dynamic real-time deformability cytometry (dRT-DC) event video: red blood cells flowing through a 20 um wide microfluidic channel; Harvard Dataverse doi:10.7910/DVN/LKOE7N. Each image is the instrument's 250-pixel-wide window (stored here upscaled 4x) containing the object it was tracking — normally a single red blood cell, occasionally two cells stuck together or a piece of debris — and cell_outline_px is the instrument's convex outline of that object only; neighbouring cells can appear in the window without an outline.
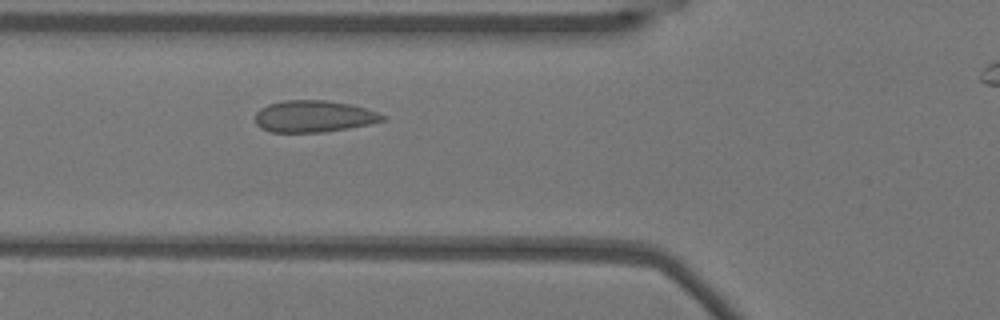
{"species": "Egyptian fruit bat (a non-hibernating species)", "species_latin": "Rousettus aegyptiacus", "temperature_condition": "warm", "stored_images_in_passage": 41, "camera_frame_rate_fps": 3000, "um_per_image_px": 0.085, "animal": {"sex": "female"}, "frame": {"image": 1, "passage_image": 13, "time_ms": 4.0, "image_size_px": [1000, 320], "cell_outline_px": [[384, 120], [368, 124], [348, 128], [324, 132], [268, 132], [260, 128], [256, 124], [256, 112], [260, 108], [268, 104], [284, 100], [324, 100], [348, 104], [364, 108], [376, 112], [384, 116]], "centroid_in_image_um": [26.6, 9.89], "position_along_channel_um": 99.2, "area_um2": 23.35}}
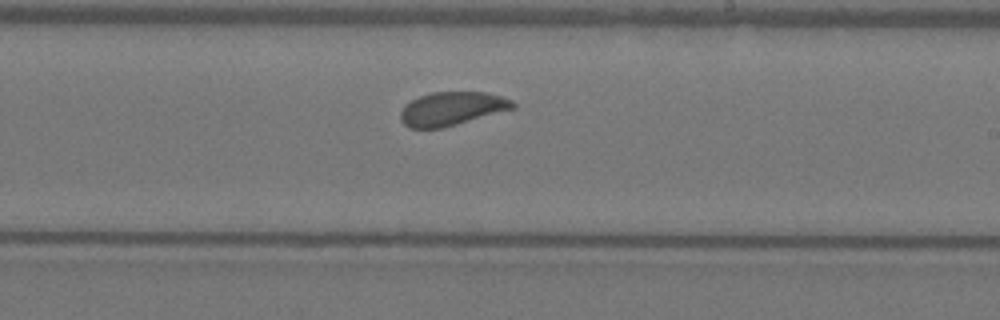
{"frame": {"image": 2, "passage_image": 25, "time_ms": 8.0, "image_size_px": [1000, 320], "cell_outline_px": [[516, 108], [456, 124], [440, 128], [408, 128], [400, 120], [400, 112], [404, 104], [420, 96], [432, 92], [484, 92], [500, 96], [512, 100], [516, 104]], "centroid_in_image_um": [38.39, 9.23], "position_along_channel_um": 250.6, "area_um2": 21.91}}
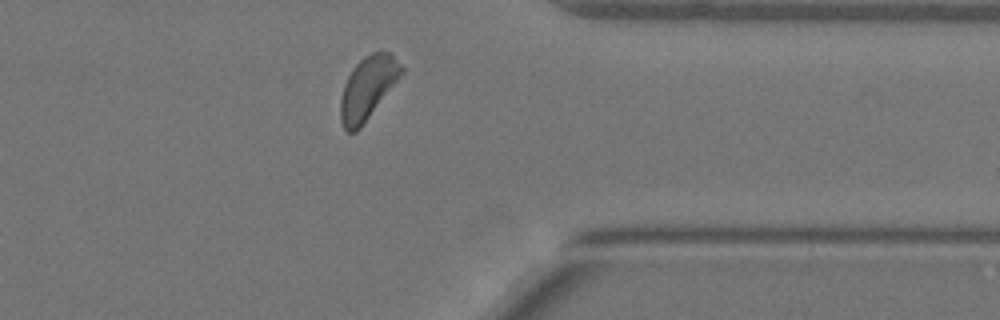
{"frame": {"image": 3, "passage_image": 36, "time_ms": 11.667, "image_size_px": [1000, 320], "cell_outline_px": [[404, 72], [360, 128], [356, 132], [348, 132], [344, 128], [340, 120], [340, 100], [344, 84], [352, 68], [364, 56], [372, 52], [392, 52], [404, 68]], "centroid_in_image_um": [31.26, 7.45], "position_along_channel_um": 380.1, "area_um2": 22.25}}